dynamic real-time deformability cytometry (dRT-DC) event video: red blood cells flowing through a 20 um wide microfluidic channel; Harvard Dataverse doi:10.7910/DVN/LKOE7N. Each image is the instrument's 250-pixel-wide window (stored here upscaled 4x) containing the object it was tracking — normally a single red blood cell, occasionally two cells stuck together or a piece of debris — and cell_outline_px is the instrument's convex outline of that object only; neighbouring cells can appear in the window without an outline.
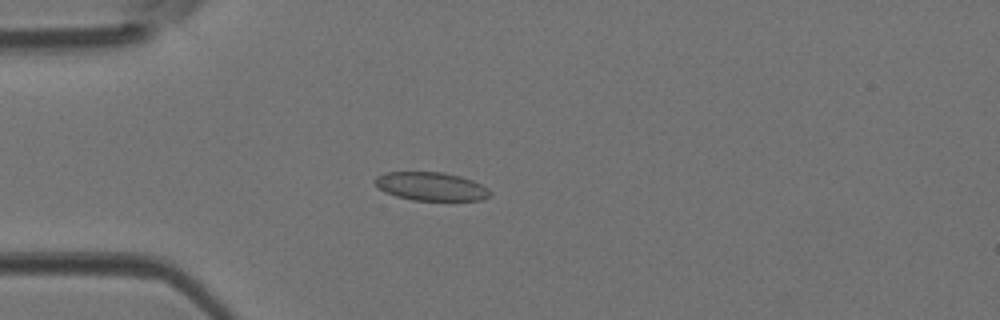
{"species": "Egyptian fruit bat (a non-hibernating species)", "species_latin": "Rousettus aegyptiacus", "temperature_condition": "room temperature", "stored_images_in_passage": 41, "camera_frame_rate_fps": 3000, "um_per_image_px": 0.085, "animal": {"sex": "female"}, "frame": {"image": 1, "passage_image": 8, "time_ms": 2.333, "image_size_px": [1000, 320], "cell_outline_px": [[492, 196], [484, 200], [412, 200], [396, 196], [384, 192], [372, 180], [376, 176], [384, 172], [444, 172], [460, 176], [472, 180], [488, 188], [492, 192]], "centroid_in_image_um": [36.65, 15.84], "position_along_channel_um": 48.3, "area_um2": 19.25}}
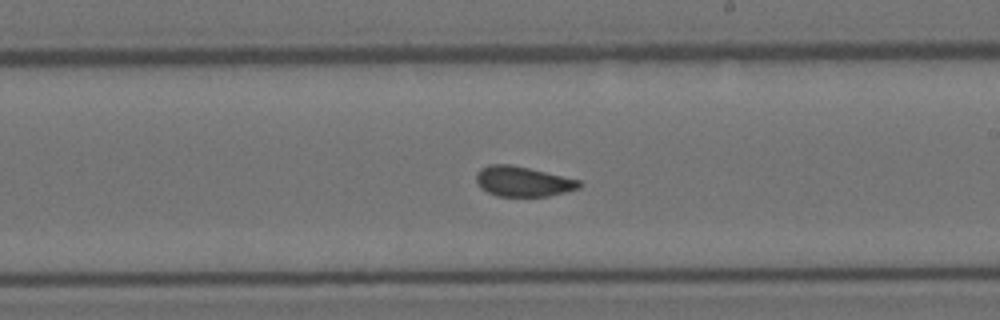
{"frame": {"image": 2, "passage_image": 22, "time_ms": 7.0, "image_size_px": [1000, 320], "cell_outline_px": [[580, 188], [548, 196], [496, 196], [480, 188], [476, 180], [476, 172], [480, 168], [492, 164], [512, 164], [580, 180]], "centroid_in_image_um": [44.41, 15.42], "position_along_channel_um": 244.6, "area_um2": 18.03}}
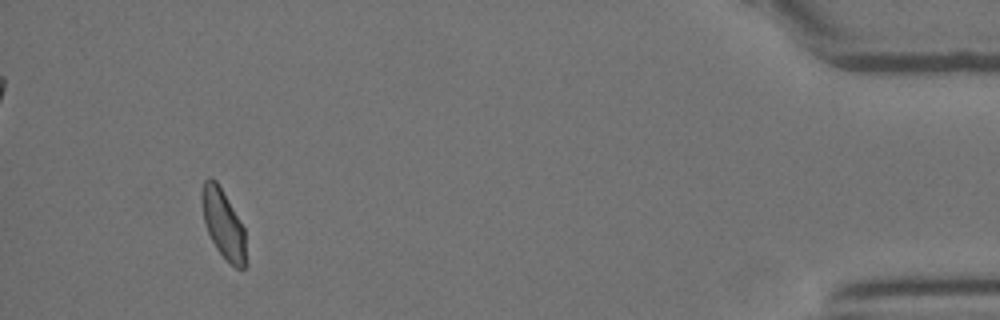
{"frame": {"image": 3, "passage_image": 38, "time_ms": 12.333, "image_size_px": [1000, 320], "cell_outline_px": [[248, 264], [244, 268], [236, 268], [216, 248], [208, 232], [204, 220], [200, 200], [200, 192], [204, 180], [208, 176], [212, 176], [216, 180], [244, 228]], "centroid_in_image_um": [18.97, 19.02], "position_along_channel_um": 416.2, "area_um2": 17.8}}